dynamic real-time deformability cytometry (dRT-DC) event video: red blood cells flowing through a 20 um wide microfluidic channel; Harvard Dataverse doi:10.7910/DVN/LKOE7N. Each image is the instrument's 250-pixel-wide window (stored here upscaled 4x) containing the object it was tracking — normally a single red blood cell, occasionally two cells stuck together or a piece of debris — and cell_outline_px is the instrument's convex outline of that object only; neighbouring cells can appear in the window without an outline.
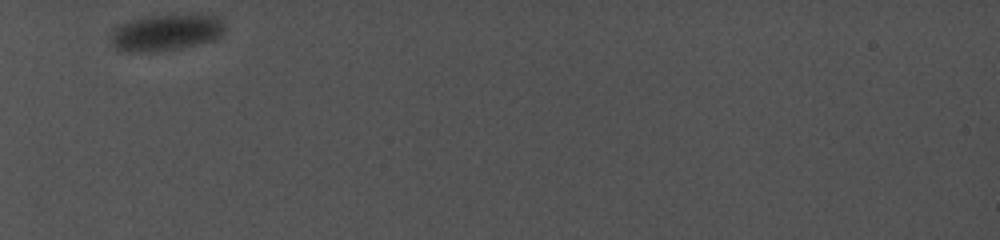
{"species": "common noctule bat (a hibernating species)", "species_latin": "Nyctalus noctula", "temperature_condition": "cold", "stored_images_in_passage": 58, "camera_frame_rate_fps": 5000, "um_per_image_px": 0.085, "animal": {"sex": "female", "body_mass_g": 19.0, "forearm_length_mm": 56.7}, "frame": {"image": 1, "passage_image": 1, "time_ms": 0.0, "image_size_px": [1000, 240], "cell_outline_px": [[228, 28], [220, 36], [212, 40], [180, 48], [160, 52], [120, 52], [112, 44], [108, 36], [120, 24], [128, 20], [168, 12], [212, 12]], "centroid_in_image_um": [14.15, 2.7], "position_along_channel_um": 70.8, "area_um2": 25.78}}
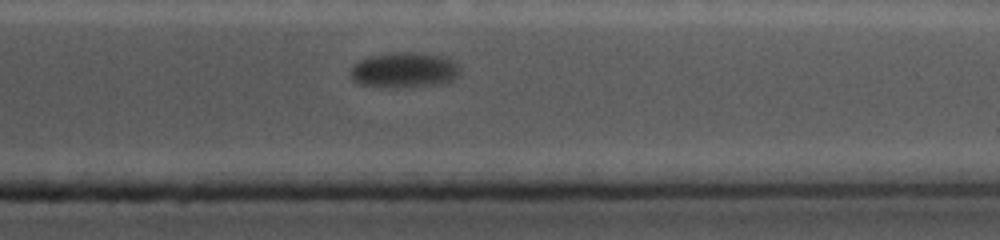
{"frame": {"image": 2, "passage_image": 51, "time_ms": 9.2, "image_size_px": [1000, 240], "cell_outline_px": [[460, 72], [452, 80], [424, 84], [360, 84], [352, 80], [348, 72], [360, 60], [372, 56], [404, 52], [412, 52], [444, 56], [456, 60], [460, 64]], "centroid_in_image_um": [34.41, 5.88], "position_along_channel_um": 377.0, "area_um2": 21.21}}
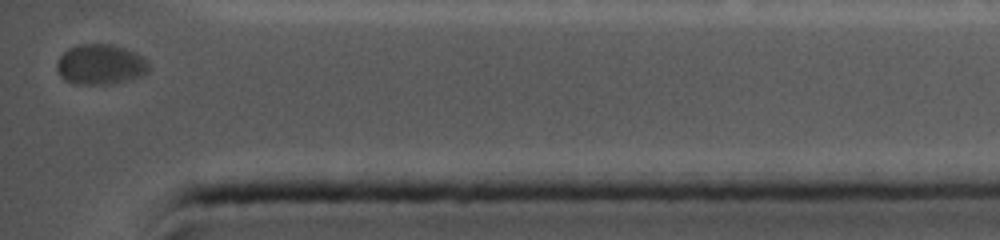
{"frame": {"image": 3, "passage_image": 58, "time_ms": 10.6, "image_size_px": [1000, 240], "cell_outline_px": [[152, 68], [144, 76], [128, 80], [108, 84], [76, 84], [60, 76], [56, 68], [56, 60], [68, 48], [80, 44], [112, 44], [136, 52], [148, 60]], "centroid_in_image_um": [8.59, 5.47], "position_along_channel_um": 426.6, "area_um2": 21.91}, "authors_computed_cell_mechanics": {"area_um2": 25.5187, "velocity_mm_per_s": 3.5955, "shape_relaxation_time_tau1_ms": 2.2948, "shape_relaxation_time_tau2_ms": null, "deformation_change_tau1": 0.0618, "deformation_change_tau2": null}}